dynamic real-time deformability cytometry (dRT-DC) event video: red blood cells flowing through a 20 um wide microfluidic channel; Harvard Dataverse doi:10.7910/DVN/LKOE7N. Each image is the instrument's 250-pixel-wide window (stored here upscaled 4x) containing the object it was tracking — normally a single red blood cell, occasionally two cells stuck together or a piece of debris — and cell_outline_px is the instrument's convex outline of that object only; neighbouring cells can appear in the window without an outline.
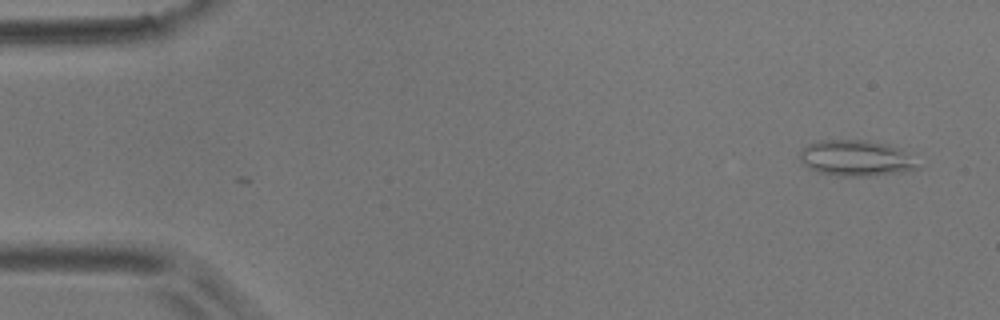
{"species": "common noctule bat (a hibernating species)", "species_latin": "Nyctalus noctula", "temperature_condition": "room temperature", "stored_images_in_passage": 56, "camera_frame_rate_fps": 3000, "um_per_image_px": 0.085, "animal": {"sex": "male", "body_mass_g": 17.9}, "frame": {"image": 1, "passage_image": 3, "time_ms": 0.667, "image_size_px": [1000, 320], "cell_outline_px": [[920, 168], [896, 172], [868, 176], [836, 176], [816, 172], [808, 168], [800, 160], [800, 152], [808, 144], [820, 140], [868, 140], [888, 144], [900, 148]], "centroid_in_image_um": [72.68, 13.44], "position_along_channel_um": 12.3, "area_um2": 24.39}}
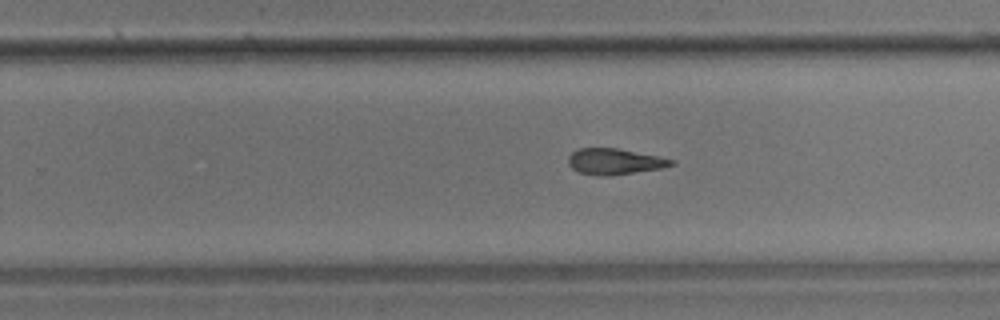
{"frame": {"image": 2, "passage_image": 35, "time_ms": 11.333, "image_size_px": [1000, 320], "cell_outline_px": [[676, 164], [660, 168], [608, 176], [580, 172], [572, 168], [568, 164], [568, 156], [572, 152], [580, 148], [616, 148], [676, 160]], "centroid_in_image_um": [52.23, 13.72], "position_along_channel_um": 277.6, "area_um2": 15.26}}
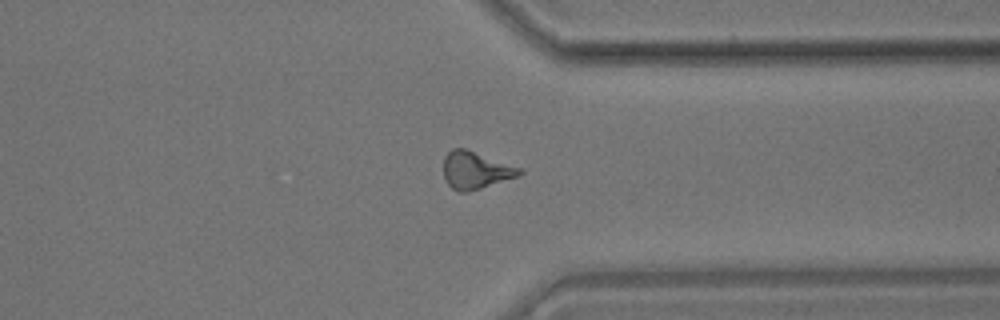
{"frame": {"image": 3, "passage_image": 43, "time_ms": 14.0, "image_size_px": [1000, 320], "cell_outline_px": [[524, 172], [520, 176], [468, 192], [460, 192], [452, 188], [444, 180], [444, 156], [452, 148], [464, 148], [520, 168]], "centroid_in_image_um": [40.41, 14.48], "position_along_channel_um": 371.0, "area_um2": 16.42}, "authors_computed_cell_mechanics": {"area_um2": 16.3574, "velocity_mm_per_s": 3.5583, "shape_relaxation_time_tau1_ms": null, "shape_relaxation_time_tau2_ms": 5.3061, "deformation_change_tau1": null, "deformation_change_tau2": 0.1614}}